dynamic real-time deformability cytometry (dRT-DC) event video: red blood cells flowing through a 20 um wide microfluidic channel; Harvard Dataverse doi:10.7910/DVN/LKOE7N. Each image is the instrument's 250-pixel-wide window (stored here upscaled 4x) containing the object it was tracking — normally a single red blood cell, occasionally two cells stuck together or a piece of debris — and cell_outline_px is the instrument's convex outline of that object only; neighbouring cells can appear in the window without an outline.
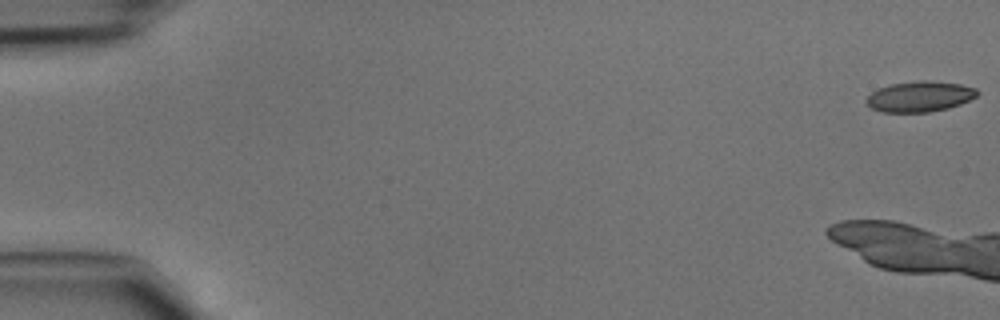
{"species": "common noctule bat (a hibernating species)", "species_latin": "Nyctalus noctula", "temperature_condition": "cold", "stored_images_in_passage": 7, "camera_frame_rate_fps": 3000, "um_per_image_px": 0.085, "animal": {"sex": "male", "body_mass_g": 15.6}, "frame": {"image": 1, "passage_image": 1, "time_ms": 0.0, "image_size_px": [1000, 320], "cell_outline_px": [[980, 92], [976, 96], [960, 104], [948, 108], [928, 112], [880, 112], [872, 108], [864, 100], [872, 92], [888, 84], [920, 80], [924, 80], [960, 84], [976, 88]], "centroid_in_image_um": [78.17, 8.2], "position_along_channel_um": 6.8, "area_um2": 19.71}}